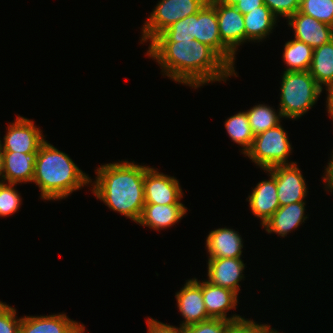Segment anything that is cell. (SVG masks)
I'll list each match as a JSON object with an SVG mask.
<instances>
[{"label": "cell", "mask_w": 333, "mask_h": 333, "mask_svg": "<svg viewBox=\"0 0 333 333\" xmlns=\"http://www.w3.org/2000/svg\"><path fill=\"white\" fill-rule=\"evenodd\" d=\"M328 91V94L327 95V100H326V103H327V113L329 115L330 118L333 119V84L330 85L327 89H326V92ZM333 121V120H332Z\"/></svg>", "instance_id": "d590c367"}, {"label": "cell", "mask_w": 333, "mask_h": 333, "mask_svg": "<svg viewBox=\"0 0 333 333\" xmlns=\"http://www.w3.org/2000/svg\"><path fill=\"white\" fill-rule=\"evenodd\" d=\"M38 152H4V168L1 178L9 184H22L33 181Z\"/></svg>", "instance_id": "ac0fdd59"}, {"label": "cell", "mask_w": 333, "mask_h": 333, "mask_svg": "<svg viewBox=\"0 0 333 333\" xmlns=\"http://www.w3.org/2000/svg\"><path fill=\"white\" fill-rule=\"evenodd\" d=\"M246 113L254 136L277 126L281 123L280 119L283 118L280 111L276 113L275 109L266 104H257Z\"/></svg>", "instance_id": "484cf974"}, {"label": "cell", "mask_w": 333, "mask_h": 333, "mask_svg": "<svg viewBox=\"0 0 333 333\" xmlns=\"http://www.w3.org/2000/svg\"><path fill=\"white\" fill-rule=\"evenodd\" d=\"M202 295L208 316L213 319H223L231 322L243 320L244 317L233 314L227 317V313L236 308L238 296L230 289L213 285L207 280L202 282Z\"/></svg>", "instance_id": "4fadbf2b"}, {"label": "cell", "mask_w": 333, "mask_h": 333, "mask_svg": "<svg viewBox=\"0 0 333 333\" xmlns=\"http://www.w3.org/2000/svg\"><path fill=\"white\" fill-rule=\"evenodd\" d=\"M187 213L183 204L161 205L145 203L137 224L157 230L169 228L181 220Z\"/></svg>", "instance_id": "d6986e66"}, {"label": "cell", "mask_w": 333, "mask_h": 333, "mask_svg": "<svg viewBox=\"0 0 333 333\" xmlns=\"http://www.w3.org/2000/svg\"><path fill=\"white\" fill-rule=\"evenodd\" d=\"M299 12L333 27V0H300Z\"/></svg>", "instance_id": "4316f807"}, {"label": "cell", "mask_w": 333, "mask_h": 333, "mask_svg": "<svg viewBox=\"0 0 333 333\" xmlns=\"http://www.w3.org/2000/svg\"><path fill=\"white\" fill-rule=\"evenodd\" d=\"M292 149L287 133L280 123L256 135L245 156H248L260 169L267 170L276 165L296 163L288 161Z\"/></svg>", "instance_id": "8992f818"}, {"label": "cell", "mask_w": 333, "mask_h": 333, "mask_svg": "<svg viewBox=\"0 0 333 333\" xmlns=\"http://www.w3.org/2000/svg\"><path fill=\"white\" fill-rule=\"evenodd\" d=\"M309 73L325 90L333 84V39L314 48Z\"/></svg>", "instance_id": "603a6c76"}, {"label": "cell", "mask_w": 333, "mask_h": 333, "mask_svg": "<svg viewBox=\"0 0 333 333\" xmlns=\"http://www.w3.org/2000/svg\"><path fill=\"white\" fill-rule=\"evenodd\" d=\"M207 281L235 292L240 291L239 281L244 279L245 264L241 258H212L207 262Z\"/></svg>", "instance_id": "9a60e30c"}, {"label": "cell", "mask_w": 333, "mask_h": 333, "mask_svg": "<svg viewBox=\"0 0 333 333\" xmlns=\"http://www.w3.org/2000/svg\"><path fill=\"white\" fill-rule=\"evenodd\" d=\"M232 322L223 319H209L182 328L183 333H228Z\"/></svg>", "instance_id": "f1b7e54d"}, {"label": "cell", "mask_w": 333, "mask_h": 333, "mask_svg": "<svg viewBox=\"0 0 333 333\" xmlns=\"http://www.w3.org/2000/svg\"><path fill=\"white\" fill-rule=\"evenodd\" d=\"M197 40L211 47L234 71L235 55L221 42L215 7L208 1L201 10L173 23L150 42Z\"/></svg>", "instance_id": "277c9868"}, {"label": "cell", "mask_w": 333, "mask_h": 333, "mask_svg": "<svg viewBox=\"0 0 333 333\" xmlns=\"http://www.w3.org/2000/svg\"><path fill=\"white\" fill-rule=\"evenodd\" d=\"M14 186L16 184L4 183L0 187V217L13 215L22 204V198Z\"/></svg>", "instance_id": "83f0119b"}, {"label": "cell", "mask_w": 333, "mask_h": 333, "mask_svg": "<svg viewBox=\"0 0 333 333\" xmlns=\"http://www.w3.org/2000/svg\"><path fill=\"white\" fill-rule=\"evenodd\" d=\"M306 201L280 206L274 214L262 225L269 234L275 233L281 237L287 236L308 217L305 216Z\"/></svg>", "instance_id": "ffe728a7"}, {"label": "cell", "mask_w": 333, "mask_h": 333, "mask_svg": "<svg viewBox=\"0 0 333 333\" xmlns=\"http://www.w3.org/2000/svg\"><path fill=\"white\" fill-rule=\"evenodd\" d=\"M269 180H262L257 183L252 193L246 199L249 202V207L255 217L260 218L263 225L280 207L276 179L268 172Z\"/></svg>", "instance_id": "2e32d148"}, {"label": "cell", "mask_w": 333, "mask_h": 333, "mask_svg": "<svg viewBox=\"0 0 333 333\" xmlns=\"http://www.w3.org/2000/svg\"><path fill=\"white\" fill-rule=\"evenodd\" d=\"M270 172L276 179L277 194L280 206L305 201L307 185L297 163L276 165L264 172Z\"/></svg>", "instance_id": "30bf717a"}, {"label": "cell", "mask_w": 333, "mask_h": 333, "mask_svg": "<svg viewBox=\"0 0 333 333\" xmlns=\"http://www.w3.org/2000/svg\"><path fill=\"white\" fill-rule=\"evenodd\" d=\"M216 9L221 42L235 55L238 46L245 43L244 15L235 7L210 2Z\"/></svg>", "instance_id": "7c38bea8"}, {"label": "cell", "mask_w": 333, "mask_h": 333, "mask_svg": "<svg viewBox=\"0 0 333 333\" xmlns=\"http://www.w3.org/2000/svg\"><path fill=\"white\" fill-rule=\"evenodd\" d=\"M268 324H258L253 320L243 319L237 322H232L228 333H267L270 330Z\"/></svg>", "instance_id": "1f68e13d"}, {"label": "cell", "mask_w": 333, "mask_h": 333, "mask_svg": "<svg viewBox=\"0 0 333 333\" xmlns=\"http://www.w3.org/2000/svg\"><path fill=\"white\" fill-rule=\"evenodd\" d=\"M146 55L158 62L164 76L192 88L238 77L211 47L197 40L150 42Z\"/></svg>", "instance_id": "6da1fadb"}, {"label": "cell", "mask_w": 333, "mask_h": 333, "mask_svg": "<svg viewBox=\"0 0 333 333\" xmlns=\"http://www.w3.org/2000/svg\"><path fill=\"white\" fill-rule=\"evenodd\" d=\"M263 4V0H240L234 6L244 15Z\"/></svg>", "instance_id": "836d02e7"}, {"label": "cell", "mask_w": 333, "mask_h": 333, "mask_svg": "<svg viewBox=\"0 0 333 333\" xmlns=\"http://www.w3.org/2000/svg\"><path fill=\"white\" fill-rule=\"evenodd\" d=\"M277 19L265 4L244 14L245 42H259L268 38L275 28Z\"/></svg>", "instance_id": "7402d4cb"}, {"label": "cell", "mask_w": 333, "mask_h": 333, "mask_svg": "<svg viewBox=\"0 0 333 333\" xmlns=\"http://www.w3.org/2000/svg\"><path fill=\"white\" fill-rule=\"evenodd\" d=\"M146 323L148 326V333H183V329L181 327L178 328L172 325L164 324L153 318H148Z\"/></svg>", "instance_id": "d6a6232c"}, {"label": "cell", "mask_w": 333, "mask_h": 333, "mask_svg": "<svg viewBox=\"0 0 333 333\" xmlns=\"http://www.w3.org/2000/svg\"><path fill=\"white\" fill-rule=\"evenodd\" d=\"M177 307L184 318L180 327L184 328L211 319L206 311L202 295V281L192 278L175 294Z\"/></svg>", "instance_id": "8fae6325"}, {"label": "cell", "mask_w": 333, "mask_h": 333, "mask_svg": "<svg viewBox=\"0 0 333 333\" xmlns=\"http://www.w3.org/2000/svg\"><path fill=\"white\" fill-rule=\"evenodd\" d=\"M16 315L14 307L0 301V333H19L21 318Z\"/></svg>", "instance_id": "f546056e"}, {"label": "cell", "mask_w": 333, "mask_h": 333, "mask_svg": "<svg viewBox=\"0 0 333 333\" xmlns=\"http://www.w3.org/2000/svg\"><path fill=\"white\" fill-rule=\"evenodd\" d=\"M239 232L230 228L211 230L206 238L208 259L241 258L243 239Z\"/></svg>", "instance_id": "e0dca14e"}, {"label": "cell", "mask_w": 333, "mask_h": 333, "mask_svg": "<svg viewBox=\"0 0 333 333\" xmlns=\"http://www.w3.org/2000/svg\"><path fill=\"white\" fill-rule=\"evenodd\" d=\"M3 168H4V151H3L2 146L0 144V177H1V174H2V171H3Z\"/></svg>", "instance_id": "74e56055"}, {"label": "cell", "mask_w": 333, "mask_h": 333, "mask_svg": "<svg viewBox=\"0 0 333 333\" xmlns=\"http://www.w3.org/2000/svg\"><path fill=\"white\" fill-rule=\"evenodd\" d=\"M294 30V39L304 42L313 49L333 39V27L297 11L288 20Z\"/></svg>", "instance_id": "5bb4252c"}, {"label": "cell", "mask_w": 333, "mask_h": 333, "mask_svg": "<svg viewBox=\"0 0 333 333\" xmlns=\"http://www.w3.org/2000/svg\"><path fill=\"white\" fill-rule=\"evenodd\" d=\"M224 124L231 140L239 146H242V149L240 150H243L241 152L245 155L251 147L255 137L250 127L246 111L238 112L237 114L230 116L226 119Z\"/></svg>", "instance_id": "d4e9b609"}, {"label": "cell", "mask_w": 333, "mask_h": 333, "mask_svg": "<svg viewBox=\"0 0 333 333\" xmlns=\"http://www.w3.org/2000/svg\"><path fill=\"white\" fill-rule=\"evenodd\" d=\"M240 0H209V2H219L225 5L234 6Z\"/></svg>", "instance_id": "8d00e7d4"}, {"label": "cell", "mask_w": 333, "mask_h": 333, "mask_svg": "<svg viewBox=\"0 0 333 333\" xmlns=\"http://www.w3.org/2000/svg\"><path fill=\"white\" fill-rule=\"evenodd\" d=\"M0 187L5 183L3 180H2V178L0 177Z\"/></svg>", "instance_id": "60d3db41"}, {"label": "cell", "mask_w": 333, "mask_h": 333, "mask_svg": "<svg viewBox=\"0 0 333 333\" xmlns=\"http://www.w3.org/2000/svg\"><path fill=\"white\" fill-rule=\"evenodd\" d=\"M313 50L309 45L296 39L287 41L282 55L287 66L285 71H309Z\"/></svg>", "instance_id": "cb8c5ba5"}, {"label": "cell", "mask_w": 333, "mask_h": 333, "mask_svg": "<svg viewBox=\"0 0 333 333\" xmlns=\"http://www.w3.org/2000/svg\"><path fill=\"white\" fill-rule=\"evenodd\" d=\"M33 120L18 116L13 123L7 125V132L0 139V144L4 152L30 153L38 152L41 144L46 140Z\"/></svg>", "instance_id": "ba28073f"}, {"label": "cell", "mask_w": 333, "mask_h": 333, "mask_svg": "<svg viewBox=\"0 0 333 333\" xmlns=\"http://www.w3.org/2000/svg\"><path fill=\"white\" fill-rule=\"evenodd\" d=\"M263 3L277 18L282 16L287 20L300 8V0H263Z\"/></svg>", "instance_id": "4dcf8cb0"}, {"label": "cell", "mask_w": 333, "mask_h": 333, "mask_svg": "<svg viewBox=\"0 0 333 333\" xmlns=\"http://www.w3.org/2000/svg\"><path fill=\"white\" fill-rule=\"evenodd\" d=\"M331 159H329L328 165L325 167V175L323 177V181L325 183V188L332 193L333 192V152L330 155Z\"/></svg>", "instance_id": "e575fe53"}, {"label": "cell", "mask_w": 333, "mask_h": 333, "mask_svg": "<svg viewBox=\"0 0 333 333\" xmlns=\"http://www.w3.org/2000/svg\"><path fill=\"white\" fill-rule=\"evenodd\" d=\"M65 313L45 316H24L21 318L19 333H70L77 325Z\"/></svg>", "instance_id": "44dd1931"}, {"label": "cell", "mask_w": 333, "mask_h": 333, "mask_svg": "<svg viewBox=\"0 0 333 333\" xmlns=\"http://www.w3.org/2000/svg\"><path fill=\"white\" fill-rule=\"evenodd\" d=\"M182 191L179 181L174 176L165 175L152 167L146 169L144 179L145 203L182 204Z\"/></svg>", "instance_id": "9c48e42d"}, {"label": "cell", "mask_w": 333, "mask_h": 333, "mask_svg": "<svg viewBox=\"0 0 333 333\" xmlns=\"http://www.w3.org/2000/svg\"><path fill=\"white\" fill-rule=\"evenodd\" d=\"M267 333H279V332L277 330H275L274 328H272Z\"/></svg>", "instance_id": "ab89813d"}, {"label": "cell", "mask_w": 333, "mask_h": 333, "mask_svg": "<svg viewBox=\"0 0 333 333\" xmlns=\"http://www.w3.org/2000/svg\"><path fill=\"white\" fill-rule=\"evenodd\" d=\"M278 111L283 118L298 120L316 104L323 87L309 71H284Z\"/></svg>", "instance_id": "5b68a950"}, {"label": "cell", "mask_w": 333, "mask_h": 333, "mask_svg": "<svg viewBox=\"0 0 333 333\" xmlns=\"http://www.w3.org/2000/svg\"><path fill=\"white\" fill-rule=\"evenodd\" d=\"M92 180L65 152L46 140L39 147L32 182L39 187L42 199L62 200Z\"/></svg>", "instance_id": "3957f363"}, {"label": "cell", "mask_w": 333, "mask_h": 333, "mask_svg": "<svg viewBox=\"0 0 333 333\" xmlns=\"http://www.w3.org/2000/svg\"><path fill=\"white\" fill-rule=\"evenodd\" d=\"M70 333H85V326L79 323Z\"/></svg>", "instance_id": "f35d334b"}, {"label": "cell", "mask_w": 333, "mask_h": 333, "mask_svg": "<svg viewBox=\"0 0 333 333\" xmlns=\"http://www.w3.org/2000/svg\"><path fill=\"white\" fill-rule=\"evenodd\" d=\"M149 166L120 161L100 165L92 193L111 210L138 223L144 205V179Z\"/></svg>", "instance_id": "7a4b0ae2"}, {"label": "cell", "mask_w": 333, "mask_h": 333, "mask_svg": "<svg viewBox=\"0 0 333 333\" xmlns=\"http://www.w3.org/2000/svg\"><path fill=\"white\" fill-rule=\"evenodd\" d=\"M209 0H160L142 27L141 43L151 41L173 23L198 13Z\"/></svg>", "instance_id": "52a82bcc"}]
</instances>
